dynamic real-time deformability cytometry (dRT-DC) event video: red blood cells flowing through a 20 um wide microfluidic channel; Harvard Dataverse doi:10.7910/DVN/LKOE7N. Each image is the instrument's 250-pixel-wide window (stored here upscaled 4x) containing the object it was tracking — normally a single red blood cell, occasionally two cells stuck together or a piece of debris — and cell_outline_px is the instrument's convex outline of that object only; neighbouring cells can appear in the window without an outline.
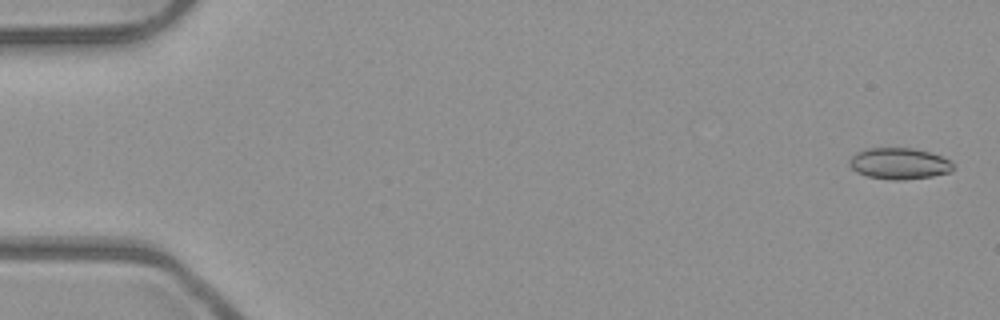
{"species": "common noctule bat (a hibernating species)", "species_latin": "Nyctalus noctula", "temperature_condition": "room temperature", "stored_images_in_passage": 52, "camera_frame_rate_fps": 3000, "um_per_image_px": 0.085, "animal": {"sex": "male", "body_mass_g": 23.1, "forearm_length_mm": 52.7}, "frame": {"image": 1, "passage_image": 2, "time_ms": 0.333, "image_size_px": [1000, 320], "cell_outline_px": [[952, 168], [948, 172], [932, 176], [904, 180], [892, 180], [868, 176], [856, 172], [848, 164], [848, 160], [856, 152], [864, 148], [912, 148], [928, 152], [952, 160]], "centroid_in_image_um": [76.38, 13.9], "position_along_channel_um": 8.6, "area_um2": 18.9}}
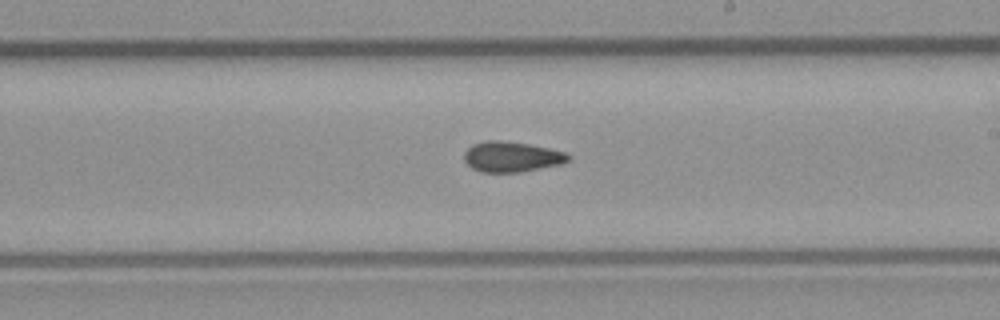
{"frame": {"image": 2, "passage_image": 31, "time_ms": 10.0, "image_size_px": [1000, 320], "cell_outline_px": [[572, 156], [568, 160], [560, 164], [520, 172], [480, 172], [472, 168], [464, 160], [464, 152], [472, 144], [484, 140], [500, 140], [528, 144], [548, 148], [564, 152]], "centroid_in_image_um": [43.45, 13.32], "position_along_channel_um": 245.6, "area_um2": 18.38}}
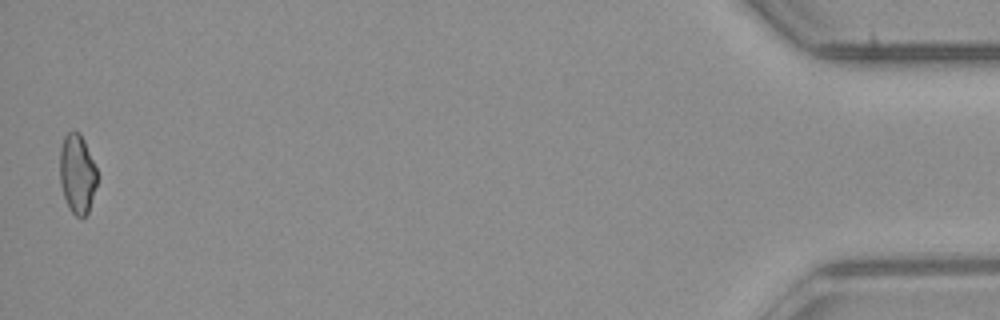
{"frame": {"image": 3, "passage_image": 52, "time_ms": 17.0, "image_size_px": [1000, 320], "cell_outline_px": [[96, 184], [88, 212], [84, 216], [76, 216], [68, 208], [60, 184], [60, 148], [64, 136], [68, 132], [80, 132], [84, 140], [96, 168]], "centroid_in_image_um": [6.54, 14.76], "position_along_channel_um": 428.7, "area_um2": 16.99}, "authors_computed_cell_mechanics": {"area_um2": 18.3804, "velocity_mm_per_s": 3.9937, "shape_relaxation_time_tau1_ms": null, "shape_relaxation_time_tau2_ms": 4.4125, "deformation_change_tau1": null, "deformation_change_tau2": 0.0926}}